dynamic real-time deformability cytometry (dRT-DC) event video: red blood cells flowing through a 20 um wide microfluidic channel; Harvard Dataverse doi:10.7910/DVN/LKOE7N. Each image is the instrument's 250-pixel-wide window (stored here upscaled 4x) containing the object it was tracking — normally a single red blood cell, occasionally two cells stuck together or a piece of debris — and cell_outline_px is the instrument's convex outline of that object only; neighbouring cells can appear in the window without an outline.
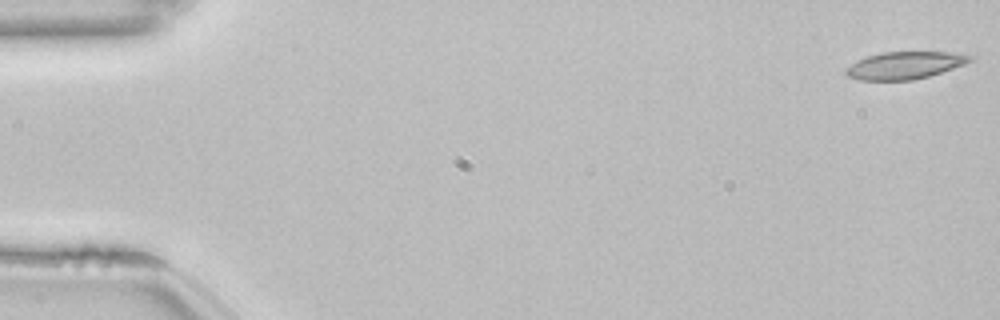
{"species": "common noctule bat (a hibernating species)", "species_latin": "Nyctalus noctula", "temperature_condition": "room temperature", "stored_images_in_passage": 54, "camera_frame_rate_fps": 3000, "um_per_image_px": 0.085, "animal": {"sex": "female", "body_mass_g": 22.7, "forearm_length_mm": 54.2}, "frame": {"image": 1, "passage_image": 1, "time_ms": 0.0, "image_size_px": [1000, 320], "cell_outline_px": [[976, 56], [972, 60], [964, 64], [928, 76], [912, 80], [860, 80], [848, 76], [844, 72], [844, 68], [856, 60], [868, 56], [884, 52], [948, 52]], "centroid_in_image_um": [76.87, 5.55], "position_along_channel_um": 8.1, "area_um2": 19.65}}
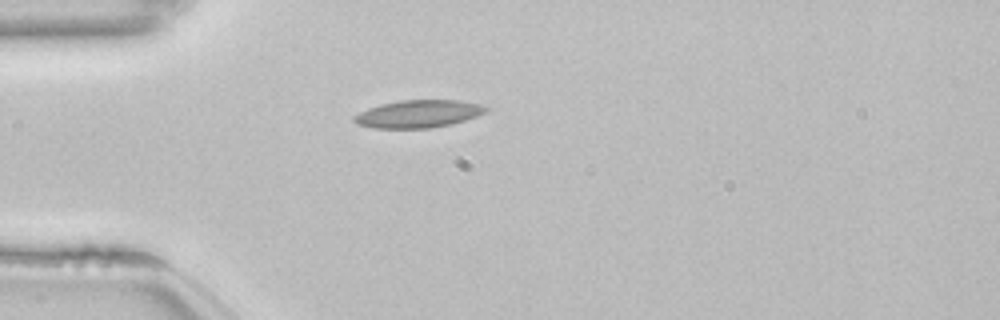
{"frame": {"image": 2, "passage_image": 15, "time_ms": 4.667, "image_size_px": [1000, 320], "cell_outline_px": [[492, 108], [476, 116], [452, 124], [432, 128], [372, 128], [356, 124], [352, 120], [352, 116], [368, 108], [380, 104], [400, 100], [460, 100], [480, 104]], "centroid_in_image_um": [35.54, 9.68], "position_along_channel_um": 49.5, "area_um2": 21.39}}
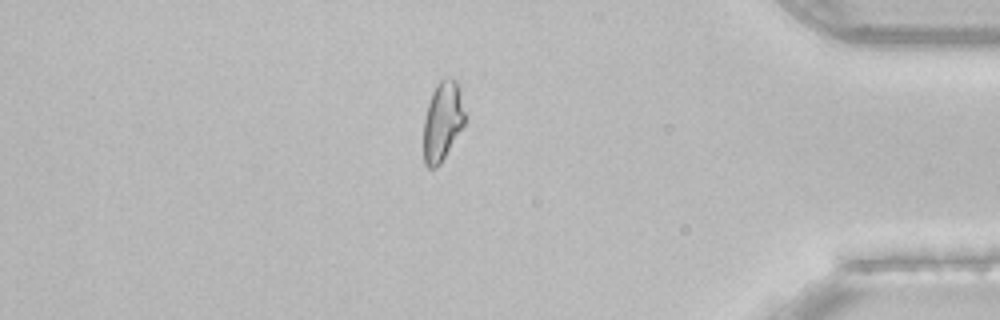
{"frame": {"image": 3, "passage_image": 46, "time_ms": 15.0, "image_size_px": [1000, 320], "cell_outline_px": [[468, 120], [440, 164], [436, 168], [428, 168], [424, 164], [424, 116], [432, 92], [436, 84], [440, 80], [456, 80], [460, 88], [468, 116]], "centroid_in_image_um": [37.66, 10.31], "position_along_channel_um": 397.5, "area_um2": 19.54}, "authors_computed_cell_mechanics": {"area_um2": 19.9699, "velocity_mm_per_s": 3.8388, "shape_relaxation_time_tau1_ms": null, "shape_relaxation_time_tau2_ms": 2.7895, "deformation_change_tau1": null, "deformation_change_tau2": 0.1049}}